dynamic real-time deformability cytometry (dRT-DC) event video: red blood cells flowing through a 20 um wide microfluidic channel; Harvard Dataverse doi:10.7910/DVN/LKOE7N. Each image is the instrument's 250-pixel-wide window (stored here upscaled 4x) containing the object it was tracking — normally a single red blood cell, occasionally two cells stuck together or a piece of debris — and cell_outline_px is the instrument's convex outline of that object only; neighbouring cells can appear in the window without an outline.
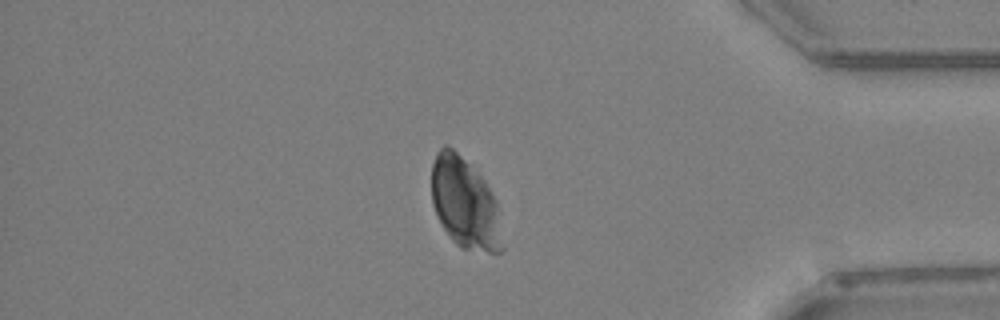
{"species": "Egyptian fruit bat (a non-hibernating species)", "species_latin": "Rousettus aegyptiacus", "temperature_condition": "warm", "stored_images_in_passage": 41, "camera_frame_rate_fps": 3000, "um_per_image_px": 0.085, "animal": {"sex": "female"}, "frame": {"image": 1, "passage_image": 35, "time_ms": 11.333, "image_size_px": [1000, 320], "cell_outline_px": [[504, 248], [500, 252], [488, 252], [460, 248], [452, 240], [444, 228], [432, 204], [432, 164], [436, 152], [444, 144], [448, 144], [484, 180], [496, 200]], "centroid_in_image_um": [39.51, 17.3], "position_along_channel_um": 395.7, "area_um2": 37.17}}